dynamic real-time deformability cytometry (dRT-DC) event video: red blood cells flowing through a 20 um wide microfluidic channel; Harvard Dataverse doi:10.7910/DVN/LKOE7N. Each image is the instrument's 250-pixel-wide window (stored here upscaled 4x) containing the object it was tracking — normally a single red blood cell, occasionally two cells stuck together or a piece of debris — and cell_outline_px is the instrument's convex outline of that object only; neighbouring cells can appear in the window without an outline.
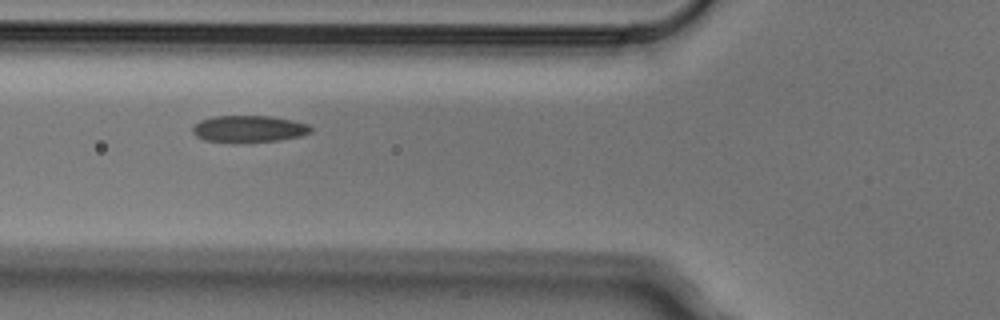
{"species": "Egyptian fruit bat (a non-hibernating species)", "species_latin": "Rousettus aegyptiacus", "temperature_condition": "cold", "stored_images_in_passage": 5, "camera_frame_rate_fps": 3000, "um_per_image_px": 0.085, "animal": {"sex": "male"}, "frame": {"image": 1, "passage_image": 4, "time_ms": 1.0, "image_size_px": [1000, 320], "cell_outline_px": [[312, 132], [304, 136], [280, 140], [240, 144], [232, 144], [204, 140], [196, 136], [192, 132], [192, 128], [200, 120], [212, 116], [272, 116], [292, 120], [308, 124], [312, 128]], "centroid_in_image_um": [21.16, 10.98], "position_along_channel_um": 104.6, "area_um2": 19.13}}
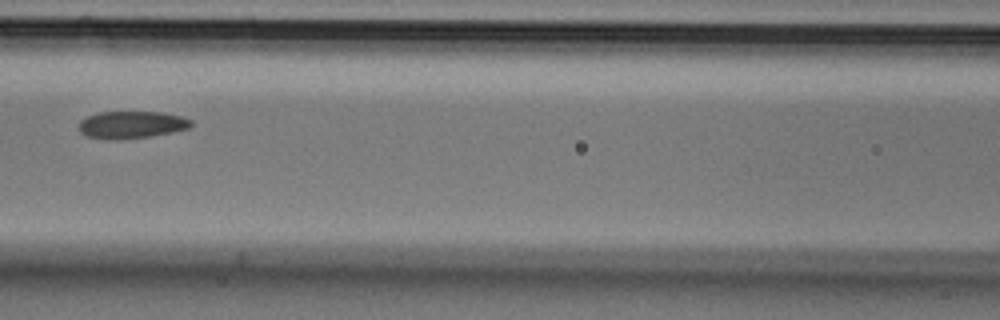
{"frame": {"image": 2, "passage_image": 5, "time_ms": 1.333, "image_size_px": [1000, 320], "cell_outline_px": [[192, 128], [152, 136], [120, 140], [104, 140], [88, 136], [80, 132], [80, 120], [88, 116], [100, 112], [164, 112], [180, 116], [192, 120]], "centroid_in_image_um": [11.21, 10.61], "position_along_channel_um": 155.4, "area_um2": 18.03}}